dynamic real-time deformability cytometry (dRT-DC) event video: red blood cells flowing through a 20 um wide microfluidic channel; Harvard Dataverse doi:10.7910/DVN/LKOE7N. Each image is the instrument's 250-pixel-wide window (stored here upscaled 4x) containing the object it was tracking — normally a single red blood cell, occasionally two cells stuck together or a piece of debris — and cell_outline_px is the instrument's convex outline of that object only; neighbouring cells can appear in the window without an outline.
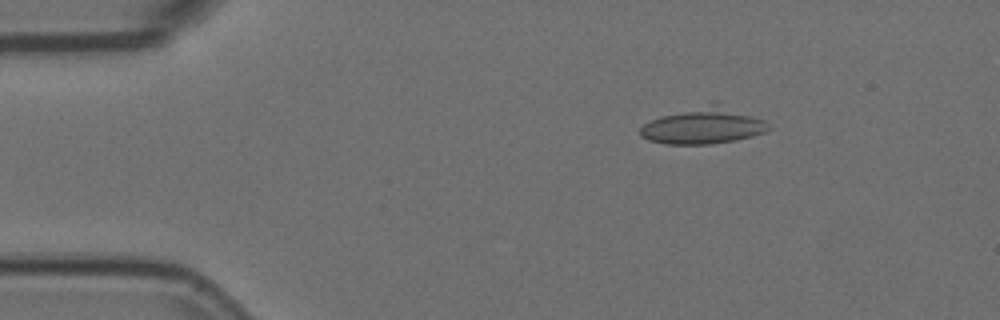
{"species": "Egyptian fruit bat (a non-hibernating species)", "species_latin": "Rousettus aegyptiacus", "temperature_condition": "room temperature", "stored_images_in_passage": 3, "camera_frame_rate_fps": 3000, "um_per_image_px": 0.085, "animal": {"sex": "female"}, "frame": {"image": 1, "passage_image": 2, "time_ms": 0.333, "image_size_px": [1000, 320], "cell_outline_px": [[772, 128], [764, 132], [752, 136], [736, 140], [712, 144], [664, 144], [648, 140], [640, 136], [640, 128], [644, 124], [660, 116], [716, 100], [764, 120]], "centroid_in_image_um": [59.81, 10.67], "position_along_channel_um": 25.2, "area_um2": 27.51}}